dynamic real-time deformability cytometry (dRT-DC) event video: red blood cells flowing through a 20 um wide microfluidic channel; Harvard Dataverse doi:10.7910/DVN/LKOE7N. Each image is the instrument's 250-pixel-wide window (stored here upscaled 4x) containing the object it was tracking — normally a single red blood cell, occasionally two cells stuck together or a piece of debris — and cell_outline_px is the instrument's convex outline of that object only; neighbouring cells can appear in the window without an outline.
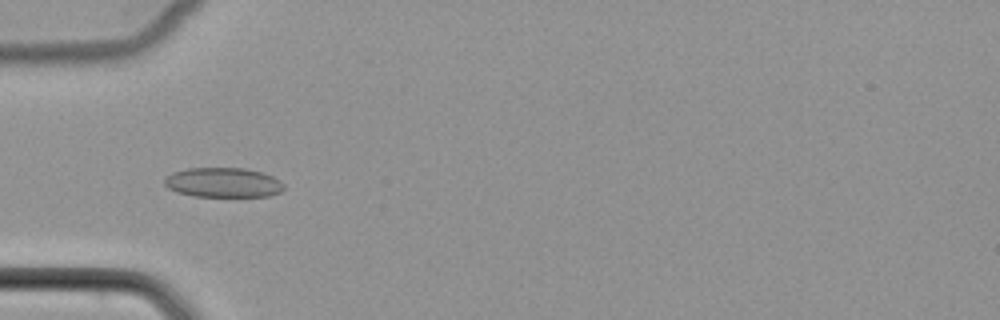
{"species": "common noctule bat (a hibernating species)", "species_latin": "Nyctalus noctula", "temperature_condition": "cold", "stored_images_in_passage": 51, "camera_frame_rate_fps": 3000, "um_per_image_px": 0.085, "animal": {"sex": "female", "body_mass_g": 22.7, "forearm_length_mm": 54.2}, "frame": {"image": 1, "passage_image": 17, "time_ms": 5.333, "image_size_px": [1000, 320], "cell_outline_px": [[284, 188], [280, 192], [268, 196], [192, 196], [176, 192], [168, 188], [164, 184], [164, 180], [172, 172], [188, 168], [244, 168], [260, 172], [272, 176], [280, 180], [284, 184]], "centroid_in_image_um": [18.96, 15.51], "position_along_channel_um": 66.0, "area_um2": 20.63}}
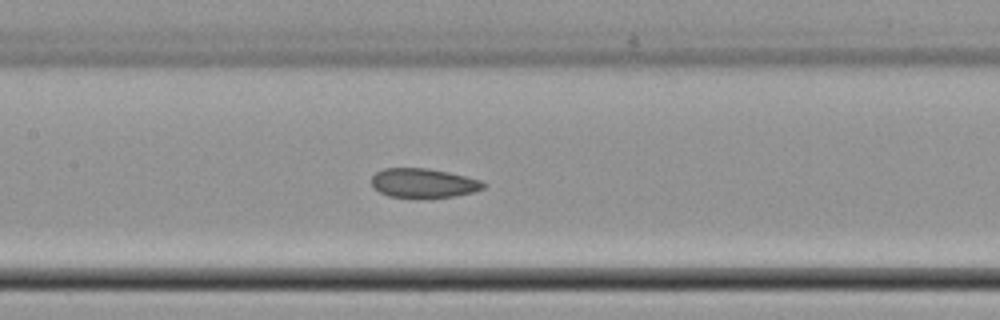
{"frame": {"image": 2, "passage_image": 25, "time_ms": 8.0, "image_size_px": [1000, 320], "cell_outline_px": [[488, 184], [484, 188], [476, 192], [456, 196], [388, 196], [380, 192], [372, 184], [372, 176], [376, 172], [384, 168], [428, 168], [448, 172], [480, 180]], "centroid_in_image_um": [36.03, 15.54], "position_along_channel_um": 171.4, "area_um2": 18.73}}
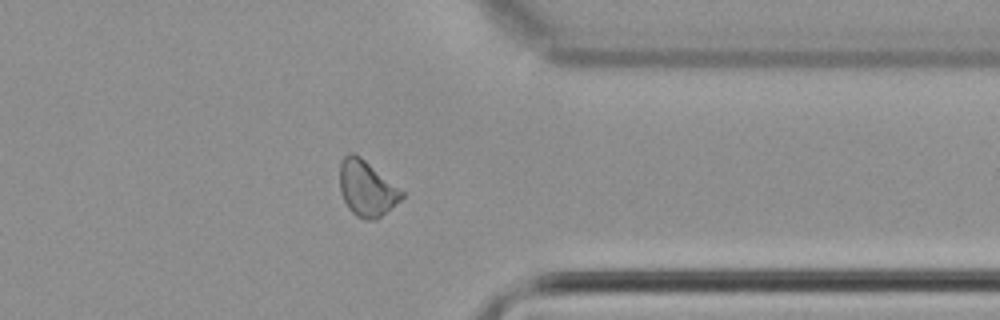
{"frame": {"image": 3, "passage_image": 41, "time_ms": 13.333, "image_size_px": [1000, 320], "cell_outline_px": [[404, 196], [400, 200], [376, 220], [364, 220], [356, 216], [348, 208], [340, 192], [340, 160], [348, 152], [352, 152], [360, 156], [404, 192]], "centroid_in_image_um": [31.14, 16.01], "position_along_channel_um": 380.3, "area_um2": 20.0}}